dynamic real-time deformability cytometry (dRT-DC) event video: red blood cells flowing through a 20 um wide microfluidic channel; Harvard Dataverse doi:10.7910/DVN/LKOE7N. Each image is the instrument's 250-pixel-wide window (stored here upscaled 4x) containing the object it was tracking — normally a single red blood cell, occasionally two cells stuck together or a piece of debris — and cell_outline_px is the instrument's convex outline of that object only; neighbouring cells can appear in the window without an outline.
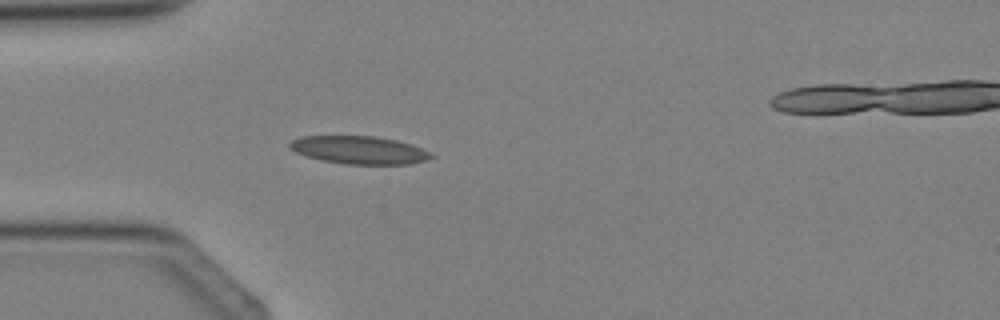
{"species": "Egyptian fruit bat (a non-hibernating species)", "species_latin": "Rousettus aegyptiacus", "temperature_condition": "cold", "stored_images_in_passage": 4, "camera_frame_rate_fps": 3000, "um_per_image_px": 0.085, "animal": {"sex": "female"}, "frame": {"image": 1, "passage_image": 3, "time_ms": 3.0, "image_size_px": [1000, 320], "cell_outline_px": [[436, 156], [428, 160], [408, 164], [344, 164], [320, 160], [304, 156], [288, 148], [288, 144], [292, 140], [300, 136], [376, 136], [396, 140], [412, 144]], "centroid_in_image_um": [30.5, 12.75], "position_along_channel_um": 54.5, "area_um2": 23.18}}